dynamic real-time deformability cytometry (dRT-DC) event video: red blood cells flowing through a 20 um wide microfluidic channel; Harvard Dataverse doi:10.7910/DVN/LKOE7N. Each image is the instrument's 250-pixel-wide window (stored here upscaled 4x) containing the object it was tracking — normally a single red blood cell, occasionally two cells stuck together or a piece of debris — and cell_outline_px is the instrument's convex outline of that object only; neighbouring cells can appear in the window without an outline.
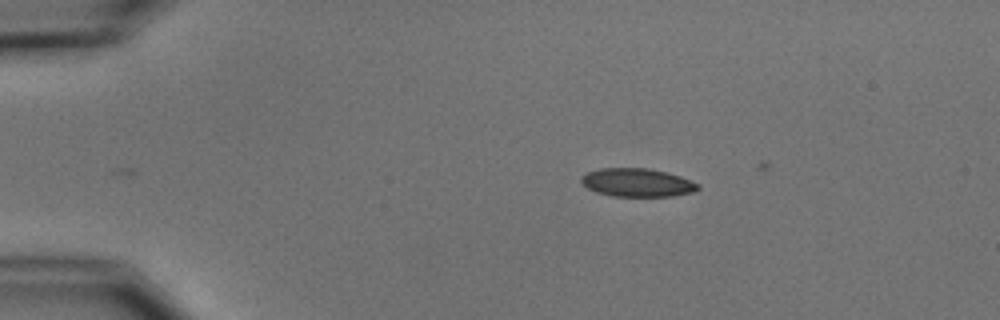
{"species": "common noctule bat (a hibernating species)", "species_latin": "Nyctalus noctula", "temperature_condition": "cold", "stored_images_in_passage": 5, "camera_frame_rate_fps": 3000, "um_per_image_px": 0.085, "animal": {"sex": "male", "body_mass_g": 15.6}, "frame": {"image": 1, "passage_image": 5, "time_ms": 4.667, "image_size_px": [1000, 320], "cell_outline_px": [[700, 188], [692, 192], [672, 196], [612, 196], [596, 192], [588, 188], [580, 180], [580, 176], [584, 172], [600, 168], [648, 168], [668, 172], [680, 176], [700, 184]], "centroid_in_image_um": [54.14, 15.51], "position_along_channel_um": 30.9, "area_um2": 19.42}}